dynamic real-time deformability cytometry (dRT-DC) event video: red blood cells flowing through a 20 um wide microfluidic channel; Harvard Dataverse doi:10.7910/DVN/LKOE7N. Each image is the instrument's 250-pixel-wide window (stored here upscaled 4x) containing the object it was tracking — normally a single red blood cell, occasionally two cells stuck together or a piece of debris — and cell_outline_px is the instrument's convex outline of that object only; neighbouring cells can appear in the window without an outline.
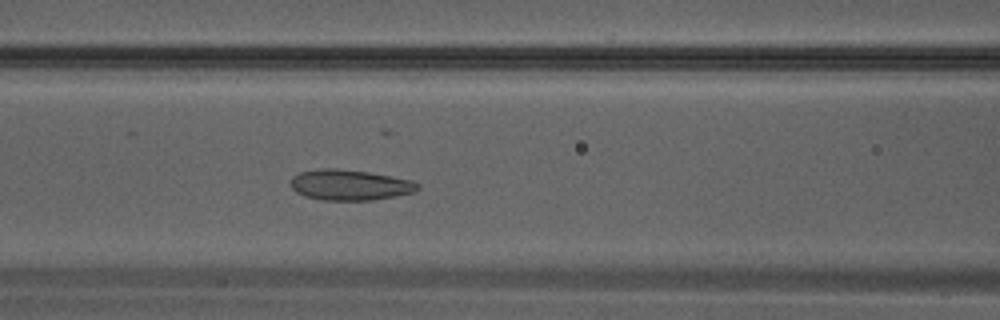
{"species": "Egyptian fruit bat (a non-hibernating species)", "species_latin": "Rousettus aegyptiacus", "temperature_condition": "warm", "stored_images_in_passage": 24, "camera_frame_rate_fps": 3000, "um_per_image_px": 0.085, "animal": {"sex": "male"}, "frame": {"image": 1, "passage_image": 4, "time_ms": 1.0, "image_size_px": [1000, 320], "cell_outline_px": [[420, 188], [412, 192], [396, 196], [372, 200], [324, 200], [304, 196], [296, 192], [292, 188], [292, 176], [300, 172], [320, 168], [336, 168], [368, 172], [412, 180], [420, 184]], "centroid_in_image_um": [29.74, 15.72], "position_along_channel_um": 136.9, "area_um2": 22.6}}
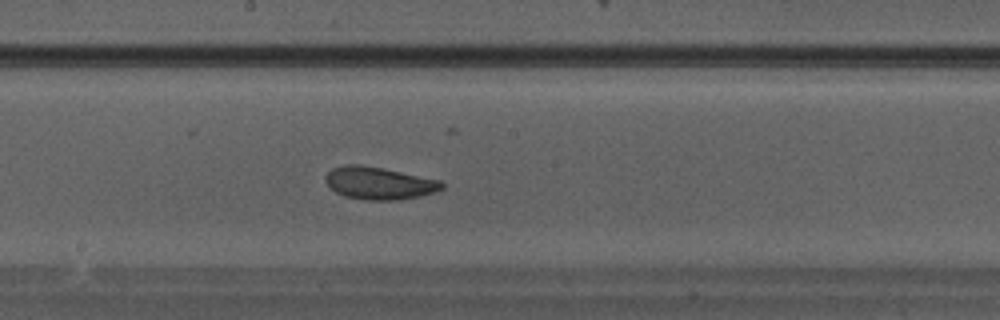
{"frame": {"image": 2, "passage_image": 8, "time_ms": 2.333, "image_size_px": [1000, 320], "cell_outline_px": [[444, 188], [420, 196], [396, 200], [364, 200], [344, 196], [336, 192], [324, 180], [324, 176], [332, 168], [344, 164], [360, 164], [384, 168], [440, 180], [444, 184]], "centroid_in_image_um": [32.19, 15.56], "position_along_channel_um": 216.0, "area_um2": 22.08}}